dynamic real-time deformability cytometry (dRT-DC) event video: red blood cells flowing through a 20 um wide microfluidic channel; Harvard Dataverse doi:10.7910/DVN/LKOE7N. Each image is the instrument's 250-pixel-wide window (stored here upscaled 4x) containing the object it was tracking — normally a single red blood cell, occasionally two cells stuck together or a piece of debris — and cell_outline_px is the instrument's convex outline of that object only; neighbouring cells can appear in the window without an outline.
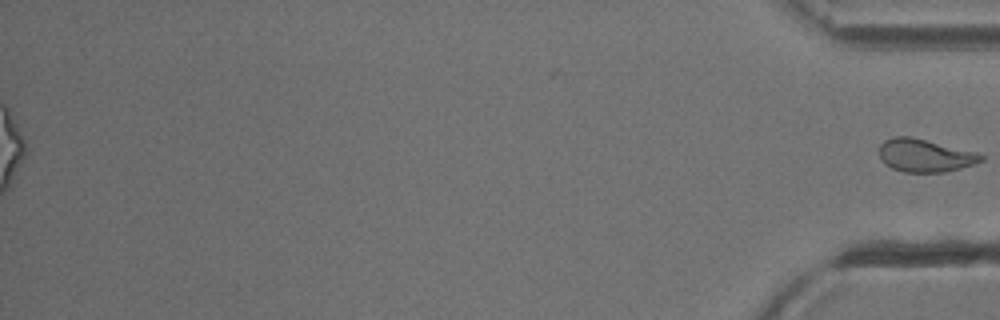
{"species": "common noctule bat (a hibernating species)", "species_latin": "Nyctalus noctula", "temperature_condition": "cold", "stored_images_in_passage": 55, "segment_of_instrument_passage": [2, 2], "camera_frame_rate_fps": 3000, "um_per_image_px": 0.085, "animal": {"sex": "male", "body_mass_g": 13.3}, "frame": {"image": 1, "passage_image": 55, "time_ms": 18.0, "image_size_px": [1000, 320], "cell_outline_px": [[984, 160], [960, 168], [944, 172], [904, 172], [892, 168], [884, 164], [880, 160], [880, 144], [884, 140], [892, 136], [908, 136], [980, 152], [984, 156]], "centroid_in_image_um": [78.62, 13.21], "position_along_channel_um": 356.6, "area_um2": 19.65}}